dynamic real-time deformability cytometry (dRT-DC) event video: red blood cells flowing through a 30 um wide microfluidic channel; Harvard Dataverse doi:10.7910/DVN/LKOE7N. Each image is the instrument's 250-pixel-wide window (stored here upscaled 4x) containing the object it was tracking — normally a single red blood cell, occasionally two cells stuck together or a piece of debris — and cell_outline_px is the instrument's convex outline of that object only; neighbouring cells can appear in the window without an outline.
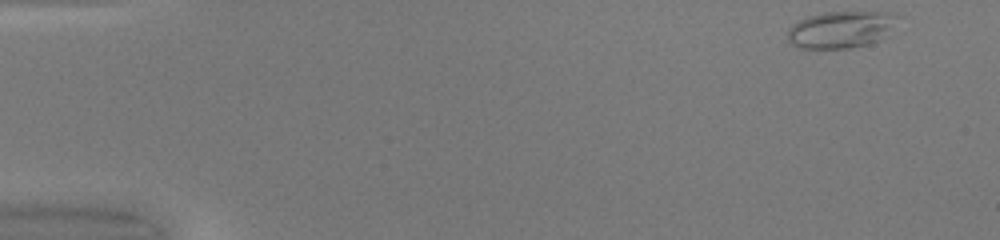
{"species": "common noctule bat (a hibernating species)", "species_latin": "Nyctalus noctula", "temperature_condition": "warm", "stored_images_in_passage": 46, "camera_frame_rate_fps": 3000, "um_per_image_px": 0.085, "animal": {"sex": "female", "body_mass_g": 20.0, "forearm_length_mm": 54.0}, "frame": {"image": 1, "passage_image": 1, "time_ms": 0.0, "image_size_px": [1000, 240], "cell_outline_px": [[904, 16], [888, 36], [868, 44], [852, 48], [796, 48], [788, 40], [788, 28], [792, 24], [808, 16], [824, 12], [896, 12]], "centroid_in_image_um": [71.59, 2.49], "position_along_channel_um": 13.4, "area_um2": 24.33}}
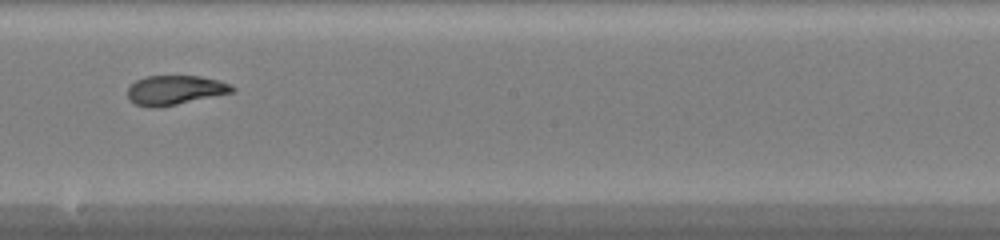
{"frame": {"image": 2, "passage_image": 26, "time_ms": 8.333, "image_size_px": [1000, 240], "cell_outline_px": [[236, 92], [156, 108], [148, 108], [136, 104], [128, 100], [128, 88], [136, 80], [144, 76], [200, 76], [220, 80], [232, 84], [236, 88]], "centroid_in_image_um": [14.91, 7.66], "position_along_channel_um": 233.3, "area_um2": 18.15}}
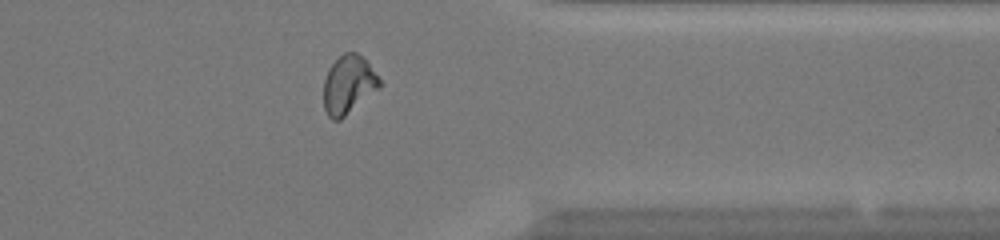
{"frame": {"image": 3, "passage_image": 37, "time_ms": 12.0, "image_size_px": [1000, 240], "cell_outline_px": [[380, 88], [340, 120], [332, 120], [328, 116], [324, 108], [324, 80], [328, 68], [344, 52], [356, 52], [368, 64], [380, 80]], "centroid_in_image_um": [29.59, 7.22], "position_along_channel_um": 381.8, "area_um2": 18.79}, "authors_computed_cell_mechanics": {"area_um2": 19.2185, "velocity_mm_per_s": 4.2551, "shape_relaxation_time_tau1_ms": 9.4922, "shape_relaxation_time_tau2_ms": 1.0295, "deformation_change_tau1": 0.3352, "deformation_change_tau2": 0.0628}}